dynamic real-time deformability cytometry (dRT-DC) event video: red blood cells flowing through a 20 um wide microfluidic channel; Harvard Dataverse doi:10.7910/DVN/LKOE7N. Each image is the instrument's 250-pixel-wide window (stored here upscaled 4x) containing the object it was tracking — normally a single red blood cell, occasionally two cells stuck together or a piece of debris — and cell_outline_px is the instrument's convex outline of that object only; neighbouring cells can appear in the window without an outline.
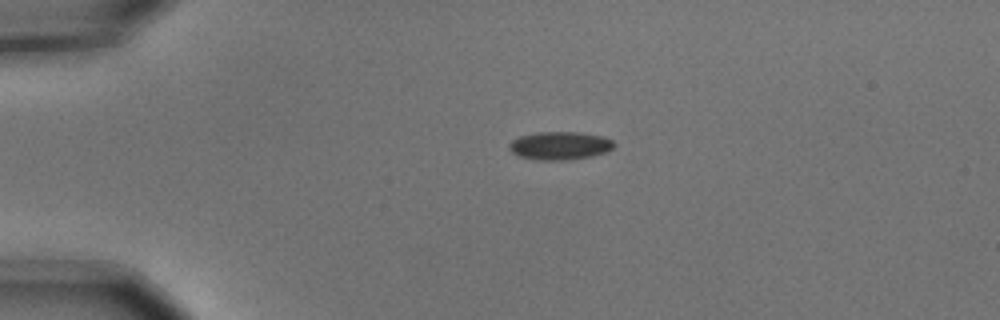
{"species": "common noctule bat (a hibernating species)", "species_latin": "Nyctalus noctula", "temperature_condition": "cold", "stored_images_in_passage": 2, "camera_frame_rate_fps": 3000, "um_per_image_px": 0.085, "animal": {"sex": "male", "body_mass_g": 15.6}, "frame": {"image": 1, "passage_image": 1, "time_ms": 0.0, "image_size_px": [1000, 320], "cell_outline_px": [[616, 144], [608, 152], [592, 156], [568, 160], [536, 160], [516, 156], [508, 148], [508, 144], [512, 140], [520, 136], [540, 132], [580, 132], [604, 136], [612, 140]], "centroid_in_image_um": [47.59, 12.39], "position_along_channel_um": 37.4, "area_um2": 17.46}}